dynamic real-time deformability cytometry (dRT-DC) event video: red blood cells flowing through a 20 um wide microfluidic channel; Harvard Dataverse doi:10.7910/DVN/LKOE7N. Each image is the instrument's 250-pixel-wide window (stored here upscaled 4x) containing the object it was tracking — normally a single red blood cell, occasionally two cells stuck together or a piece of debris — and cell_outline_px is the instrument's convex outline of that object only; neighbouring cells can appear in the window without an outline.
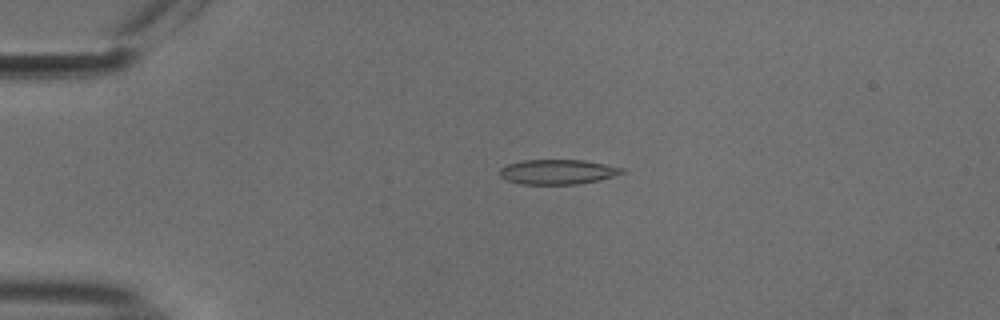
{"species": "common noctule bat (a hibernating species)", "species_latin": "Nyctalus noctula", "temperature_condition": "cold", "stored_images_in_passage": 4, "camera_frame_rate_fps": 3000, "um_per_image_px": 0.085, "animal": {"sex": "male", "body_mass_g": 18.8}, "frame": {"image": 1, "passage_image": 1, "time_ms": 0.0, "image_size_px": [1000, 320], "cell_outline_px": [[628, 172], [600, 180], [576, 184], [520, 184], [508, 180], [500, 176], [500, 168], [508, 164], [524, 160], [584, 160], [624, 168]], "centroid_in_image_um": [47.44, 14.61], "position_along_channel_um": 37.6, "area_um2": 17.69}}